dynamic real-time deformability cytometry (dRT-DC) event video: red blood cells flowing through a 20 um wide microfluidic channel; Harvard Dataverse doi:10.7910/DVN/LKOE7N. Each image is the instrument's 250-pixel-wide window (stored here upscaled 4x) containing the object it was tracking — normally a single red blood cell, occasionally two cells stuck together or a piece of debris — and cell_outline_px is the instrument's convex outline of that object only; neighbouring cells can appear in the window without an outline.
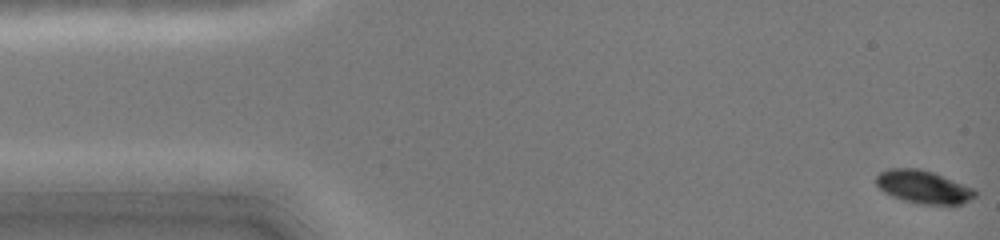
{"species": "common noctule bat (a hibernating species)", "species_latin": "Nyctalus noctula", "temperature_condition": "cold", "stored_images_in_passage": 48, "camera_frame_rate_fps": 3000, "um_per_image_px": 0.085, "animal": {"sex": "female", "body_mass_g": 19.0, "forearm_length_mm": 51.5}, "frame": {"image": 1, "passage_image": 1, "time_ms": 0.0, "image_size_px": [1000, 240], "cell_outline_px": [[976, 196], [964, 204], [952, 208], [916, 204], [892, 196], [884, 192], [876, 184], [876, 176], [880, 172], [888, 168], [920, 168], [932, 172], [976, 188]], "centroid_in_image_um": [78.57, 15.94], "position_along_channel_um": 6.4, "area_um2": 19.88}}
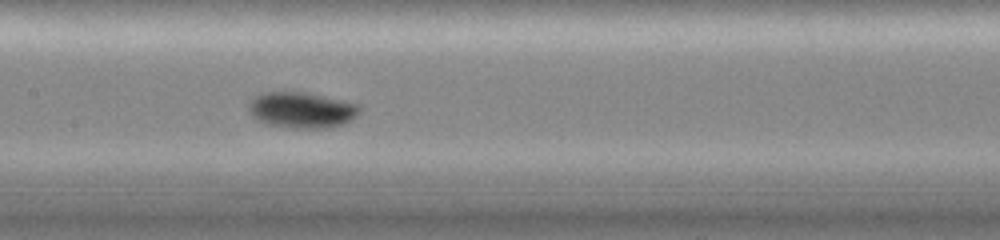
{"frame": {"image": 2, "passage_image": 23, "time_ms": 7.333, "image_size_px": [1000, 240], "cell_outline_px": [[360, 108], [356, 116], [340, 124], [328, 128], [292, 128], [268, 124], [260, 120], [248, 108], [248, 104], [256, 96], [264, 92], [304, 92], [356, 104]], "centroid_in_image_um": [25.62, 9.35], "position_along_channel_um": 181.8, "area_um2": 22.43}}
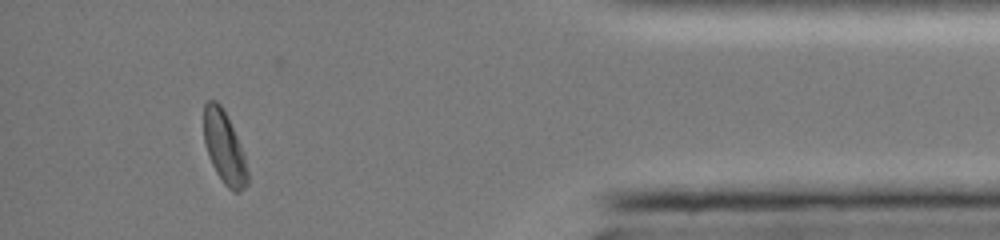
{"frame": {"image": 3, "passage_image": 43, "time_ms": 14.0, "image_size_px": [1000, 240], "cell_outline_px": [[248, 184], [240, 192], [232, 192], [224, 184], [216, 172], [208, 156], [204, 140], [204, 104], [208, 100], [216, 100], [220, 104], [244, 152], [248, 172]], "centroid_in_image_um": [19.07, 12.58], "position_along_channel_um": 416.1, "area_um2": 18.32}, "authors_computed_cell_mechanics": {"area_um2": 19.7098, "velocity_mm_per_s": 4.042, "shape_relaxation_time_tau1_ms": 1.0674, "shape_relaxation_time_tau2_ms": null, "deformation_change_tau1": 0.1016, "deformation_change_tau2": null}}